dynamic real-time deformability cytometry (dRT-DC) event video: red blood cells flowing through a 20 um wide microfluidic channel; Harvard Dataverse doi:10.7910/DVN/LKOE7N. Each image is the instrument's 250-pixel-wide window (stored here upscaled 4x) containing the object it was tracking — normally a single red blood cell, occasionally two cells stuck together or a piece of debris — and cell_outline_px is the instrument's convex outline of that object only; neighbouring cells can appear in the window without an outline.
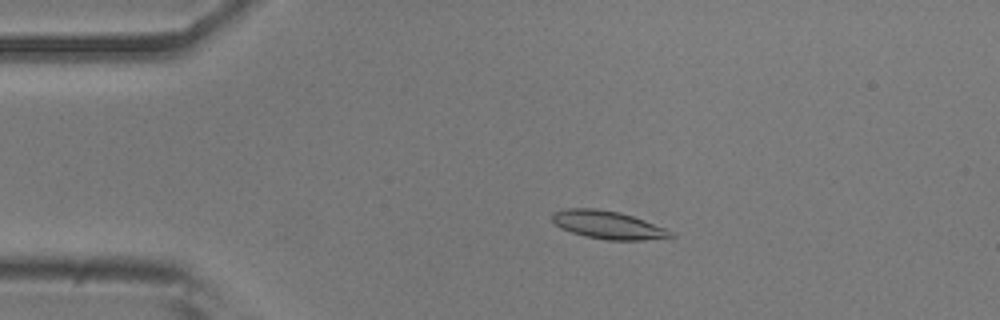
{"species": "common noctule bat (a hibernating species)", "species_latin": "Nyctalus noctula", "temperature_condition": "room temperature", "stored_images_in_passage": 49, "camera_frame_rate_fps": 3000, "um_per_image_px": 0.085, "animal": {"sex": "male", "body_mass_g": 20.5, "forearm_length_mm": 52.5}, "frame": {"image": 1, "passage_image": 6, "time_ms": 1.667, "image_size_px": [1000, 320], "cell_outline_px": [[676, 236], [644, 240], [604, 240], [584, 236], [560, 228], [552, 220], [552, 212], [568, 208], [596, 208], [620, 212], [644, 220], [664, 228], [672, 232]], "centroid_in_image_um": [51.64, 19.11], "position_along_channel_um": 33.4, "area_um2": 19.31}}
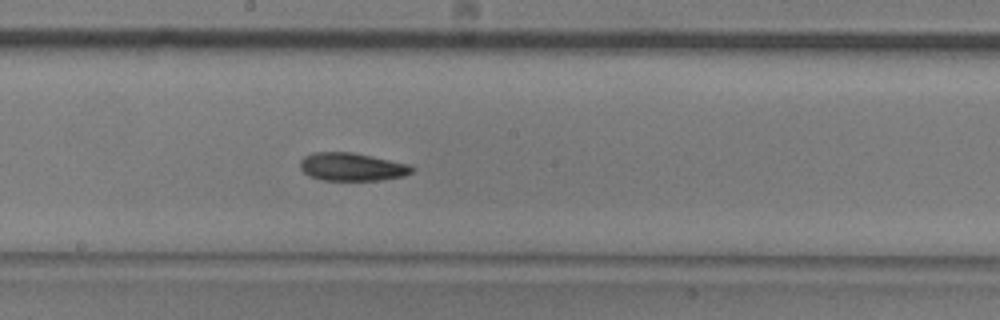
{"frame": {"image": 2, "passage_image": 24, "time_ms": 7.667, "image_size_px": [1000, 320], "cell_outline_px": [[416, 168], [412, 172], [404, 176], [380, 180], [320, 180], [308, 176], [300, 168], [300, 160], [304, 156], [312, 152], [352, 152], [412, 164]], "centroid_in_image_um": [29.93, 14.18], "position_along_channel_um": 218.3, "area_um2": 18.55}}
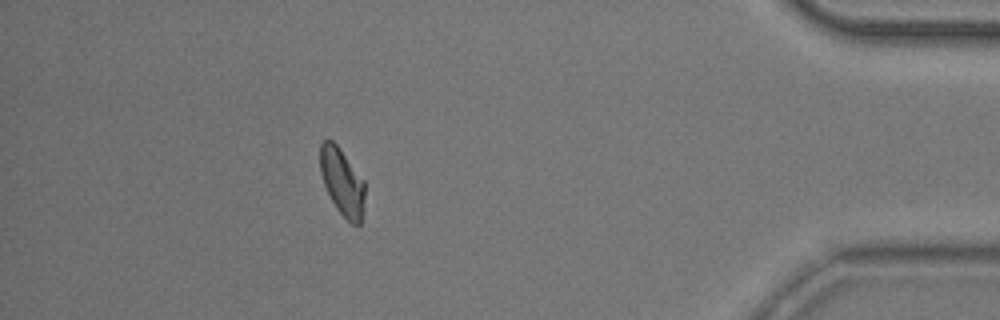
{"frame": {"image": 3, "passage_image": 43, "time_ms": 14.0, "image_size_px": [1000, 320], "cell_outline_px": [[364, 200], [360, 224], [352, 224], [336, 208], [324, 184], [320, 172], [320, 144], [324, 140], [332, 140], [336, 144], [364, 180]], "centroid_in_image_um": [29.07, 15.45], "position_along_channel_um": 406.1, "area_um2": 17.11}, "authors_computed_cell_mechanics": {"area_um2": 18.3226, "velocity_mm_per_s": 3.7562, "shape_relaxation_time_tau1_ms": 5.2157, "shape_relaxation_time_tau2_ms": null, "deformation_change_tau1": 0.1329, "deformation_change_tau2": null}}